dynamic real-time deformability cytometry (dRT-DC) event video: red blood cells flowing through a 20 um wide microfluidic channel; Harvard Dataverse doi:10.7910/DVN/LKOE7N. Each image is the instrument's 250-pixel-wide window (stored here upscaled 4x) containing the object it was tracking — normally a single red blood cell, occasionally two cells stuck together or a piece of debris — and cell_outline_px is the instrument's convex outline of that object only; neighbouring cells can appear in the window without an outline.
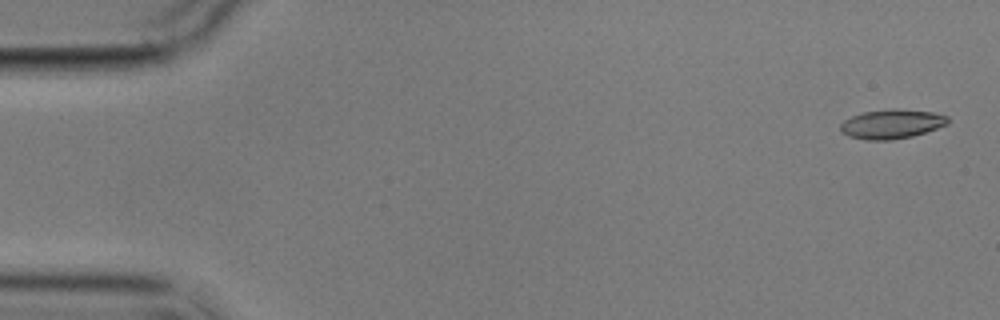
{"species": "common noctule bat (a hibernating species)", "species_latin": "Nyctalus noctula", "temperature_condition": "cold", "stored_images_in_passage": 11, "camera_frame_rate_fps": 3000, "um_per_image_px": 0.085, "animal": {"sex": "male", "body_mass_g": 17.9}, "frame": {"image": 1, "passage_image": 1, "time_ms": 0.0, "image_size_px": [1000, 320], "cell_outline_px": [[948, 124], [912, 136], [892, 140], [868, 140], [848, 136], [840, 132], [840, 124], [844, 120], [852, 116], [864, 112], [892, 108], [932, 112], [948, 116]], "centroid_in_image_um": [75.76, 10.54], "position_along_channel_um": 9.2, "area_um2": 18.26}}
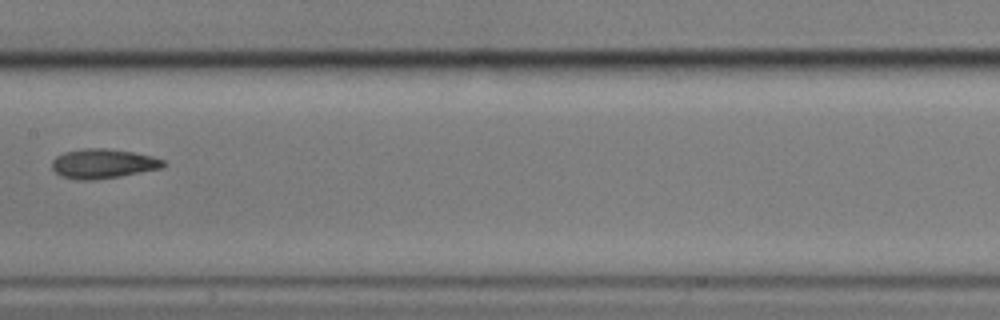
{"frame": {"image": 2, "passage_image": 6, "time_ms": 9.0, "image_size_px": [1000, 320], "cell_outline_px": [[168, 164], [164, 168], [120, 176], [92, 180], [76, 180], [60, 176], [52, 168], [52, 160], [56, 156], [64, 152], [84, 148], [104, 148], [132, 152], [152, 156], [164, 160]], "centroid_in_image_um": [8.77, 13.91], "position_along_channel_um": 198.6, "area_um2": 19.31}}
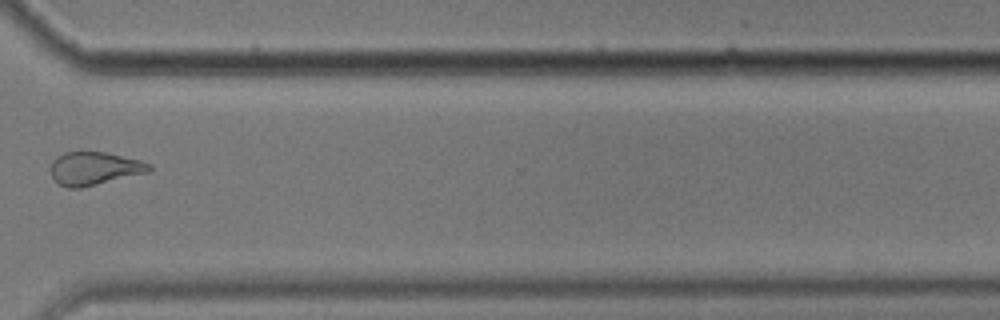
{"frame": {"image": 3, "passage_image": 10, "time_ms": 13.667, "image_size_px": [1000, 320], "cell_outline_px": [[152, 168], [148, 172], [80, 188], [68, 188], [60, 184], [52, 176], [52, 160], [56, 156], [64, 152], [104, 152], [140, 160], [152, 164]], "centroid_in_image_um": [8.02, 14.31], "position_along_channel_um": 362.6, "area_um2": 18.79}, "authors_computed_cell_mechanics": {"area_um2": 18.9584, "velocity_mm_per_s": 3.5266, "shape_relaxation_time_tau1_ms": null, "shape_relaxation_time_tau2_ms": 4.0106, "deformation_change_tau1": null, "deformation_change_tau2": 0.1275}}